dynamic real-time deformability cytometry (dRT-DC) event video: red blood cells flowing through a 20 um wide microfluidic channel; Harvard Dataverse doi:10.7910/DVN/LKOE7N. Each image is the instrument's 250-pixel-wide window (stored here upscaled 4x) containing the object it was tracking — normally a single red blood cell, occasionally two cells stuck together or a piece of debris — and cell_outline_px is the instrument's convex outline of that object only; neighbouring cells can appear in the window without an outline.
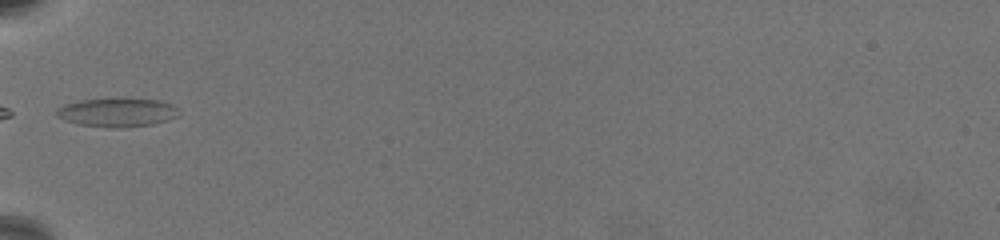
{"species": "common noctule bat (a hibernating species)", "species_latin": "Nyctalus noctula", "temperature_condition": "warm", "stored_images_in_passage": 39, "camera_frame_rate_fps": 3000, "um_per_image_px": 0.085, "animal": {"sex": "female", "body_mass_g": 19.5, "forearm_length_mm": 54.1}, "frame": {"image": 1, "passage_image": 1, "time_ms": 0.0, "image_size_px": [1000, 240], "cell_outline_px": [[176, 116], [168, 120], [152, 124], [116, 128], [80, 124], [64, 120], [56, 116], [56, 108], [80, 100], [120, 96], [160, 100], [172, 104], [176, 108]], "centroid_in_image_um": [9.95, 9.51], "position_along_channel_um": 75.1, "area_um2": 20.81}, "authors_computed_cell_mechanics": {"area_um2": 18.5538, "velocity_mm_per_s": 3.3222, "shape_relaxation_time_tau1_ms": null, "shape_relaxation_time_tau2_ms": 1.0675, "deformation_change_tau1": null, "deformation_change_tau2": 0.0864}}